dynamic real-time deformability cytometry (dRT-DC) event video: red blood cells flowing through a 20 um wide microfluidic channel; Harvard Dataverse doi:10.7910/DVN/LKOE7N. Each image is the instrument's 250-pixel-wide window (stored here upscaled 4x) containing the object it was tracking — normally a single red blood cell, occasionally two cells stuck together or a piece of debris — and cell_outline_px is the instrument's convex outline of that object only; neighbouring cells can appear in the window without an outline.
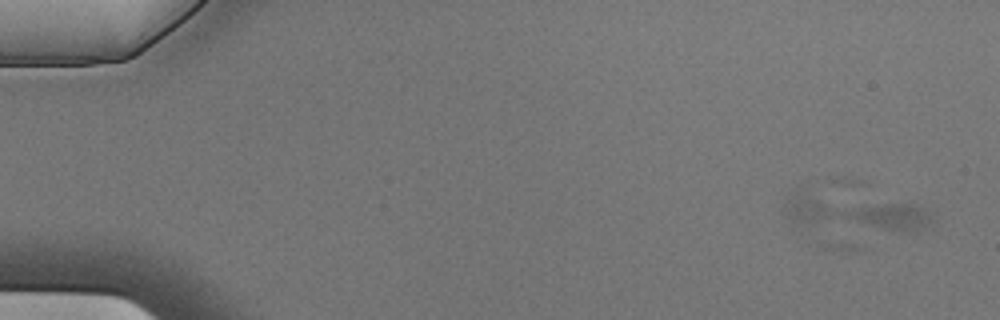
{"species": "Egyptian fruit bat (a non-hibernating species)", "species_latin": "Rousettus aegyptiacus", "temperature_condition": "cold", "stored_images_in_passage": 6, "segment_of_instrument_passage": [1, 2], "camera_frame_rate_fps": 3000, "um_per_image_px": 0.085, "animal": {"sex": "male"}, "frame": {"image": 1, "passage_image": 1, "time_ms": 0.0, "image_size_px": [1000, 320], "cell_outline_px": [[936, 220], [928, 228], [920, 232], [892, 232], [844, 216], [840, 212], [860, 208], [884, 204], [916, 204], [924, 208]], "centroid_in_image_um": [75.97, 18.47], "position_along_channel_um": 9.0, "area_um2": 13.35}}